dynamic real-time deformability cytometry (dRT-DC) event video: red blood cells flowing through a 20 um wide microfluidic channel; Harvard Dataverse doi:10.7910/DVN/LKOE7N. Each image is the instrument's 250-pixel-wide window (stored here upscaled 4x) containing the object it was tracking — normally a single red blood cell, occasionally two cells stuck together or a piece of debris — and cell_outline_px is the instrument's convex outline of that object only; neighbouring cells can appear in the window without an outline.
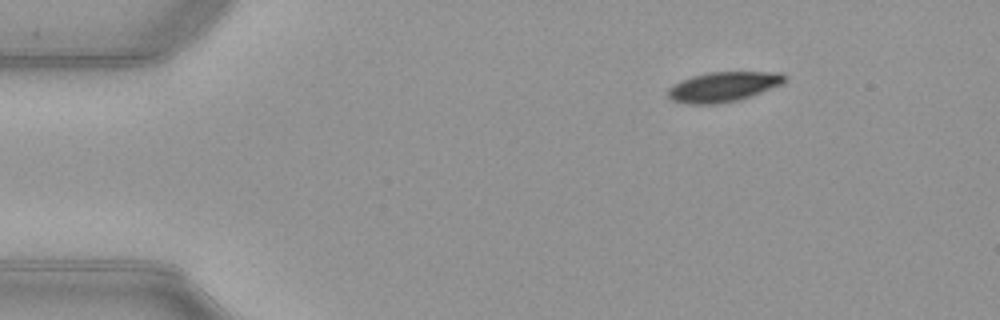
{"species": "common noctule bat (a hibernating species)", "species_latin": "Nyctalus noctula", "temperature_condition": "warm", "stored_images_in_passage": 10, "camera_frame_rate_fps": 3000, "um_per_image_px": 0.085, "animal": {"sex": "female", "body_mass_g": 21.9}, "frame": {"image": 1, "passage_image": 1, "time_ms": 0.0, "image_size_px": [1000, 320], "cell_outline_px": [[788, 76], [780, 84], [740, 100], [716, 104], [688, 104], [668, 100], [668, 88], [672, 84], [680, 80], [692, 76], [708, 72], [780, 72]], "centroid_in_image_um": [61.41, 7.38], "position_along_channel_um": 23.6, "area_um2": 20.4}}